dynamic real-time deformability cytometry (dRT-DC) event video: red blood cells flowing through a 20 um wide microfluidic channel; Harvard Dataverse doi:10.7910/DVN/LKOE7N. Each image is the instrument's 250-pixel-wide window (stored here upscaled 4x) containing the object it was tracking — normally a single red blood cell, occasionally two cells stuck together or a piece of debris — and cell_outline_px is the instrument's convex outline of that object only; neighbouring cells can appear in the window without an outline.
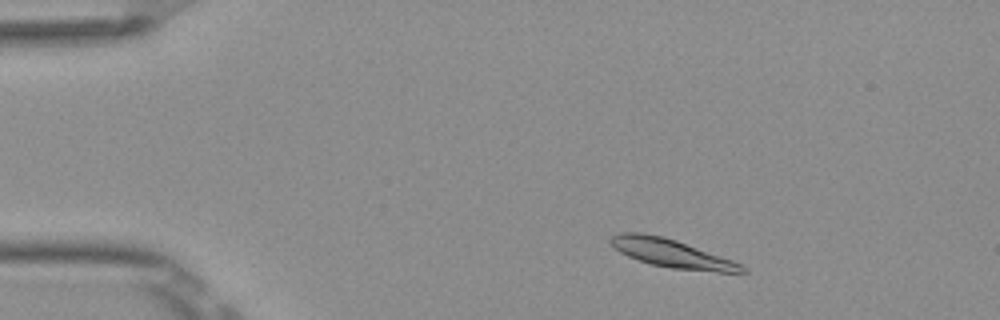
{"species": "Egyptian fruit bat (a non-hibernating species)", "species_latin": "Rousettus aegyptiacus", "temperature_condition": "room temperature", "stored_images_in_passage": 49, "camera_frame_rate_fps": 3000, "um_per_image_px": 0.085, "frame": {"image": 1, "passage_image": 5, "time_ms": 1.333, "image_size_px": [1000, 320], "cell_outline_px": [[748, 272], [720, 272], [672, 268], [652, 264], [628, 256], [620, 252], [608, 240], [612, 236], [620, 232], [640, 232], [664, 236], [676, 240], [732, 260], [748, 268]], "centroid_in_image_um": [57.09, 21.52], "position_along_channel_um": 27.9, "area_um2": 21.39}}
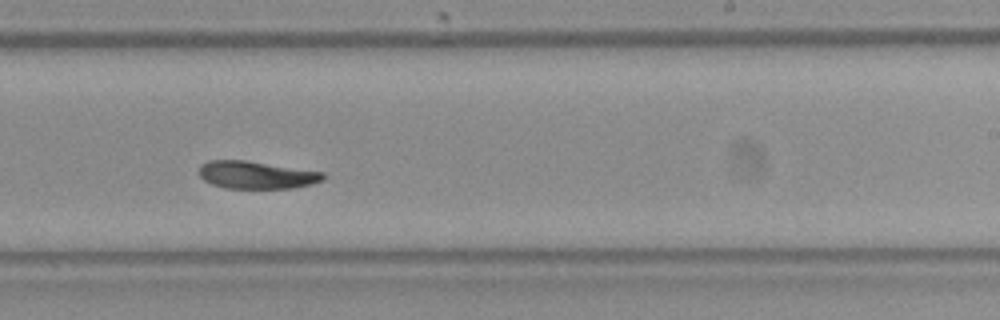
{"frame": {"image": 2, "passage_image": 29, "time_ms": 9.333, "image_size_px": [1000, 320], "cell_outline_px": [[324, 180], [312, 184], [292, 188], [224, 188], [212, 184], [204, 180], [196, 172], [200, 164], [208, 160], [244, 160], [324, 172]], "centroid_in_image_um": [21.74, 14.86], "position_along_channel_um": 267.3, "area_um2": 20.06}}
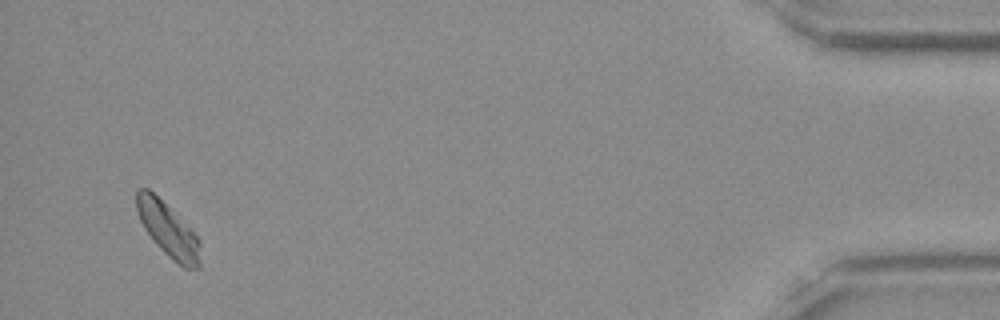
{"frame": {"image": 3, "passage_image": 47, "time_ms": 15.333, "image_size_px": [1000, 320], "cell_outline_px": [[200, 268], [184, 268], [172, 260], [156, 244], [144, 228], [140, 220], [136, 208], [136, 192], [140, 188], [148, 188], [192, 228], [200, 240]], "centroid_in_image_um": [14.31, 19.54], "position_along_channel_um": 420.9, "area_um2": 20.11}, "authors_computed_cell_mechanics": {"area_um2": 20.9814, "velocity_mm_per_s": 3.8393, "shape_relaxation_time_tau1_ms": 3.49, "shape_relaxation_time_tau2_ms": null, "deformation_change_tau1": 0.1282, "deformation_change_tau2": null}}